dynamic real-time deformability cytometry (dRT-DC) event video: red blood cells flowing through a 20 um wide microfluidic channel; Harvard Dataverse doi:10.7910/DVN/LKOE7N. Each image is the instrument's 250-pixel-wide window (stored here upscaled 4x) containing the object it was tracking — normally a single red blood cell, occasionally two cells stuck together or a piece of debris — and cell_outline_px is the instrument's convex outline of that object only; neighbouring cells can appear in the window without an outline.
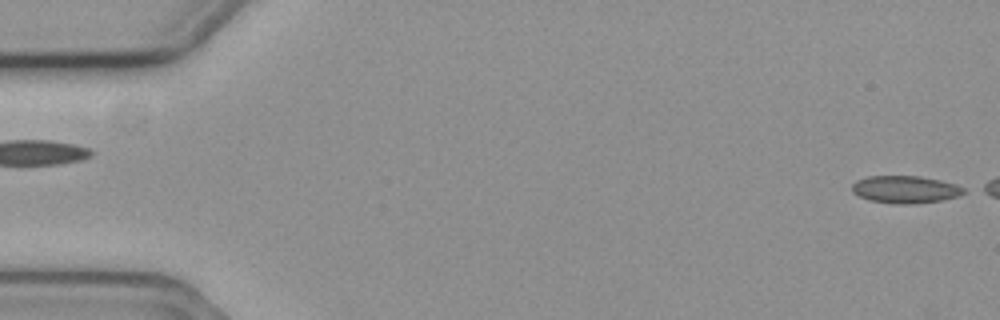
{"species": "common noctule bat (a hibernating species)", "species_latin": "Nyctalus noctula", "temperature_condition": "cold", "stored_images_in_passage": 5, "segment_of_instrument_passage": [2, 2], "camera_frame_rate_fps": 3000, "um_per_image_px": 0.085, "animal": {"sex": "female", "body_mass_g": 19.3, "forearm_length_mm": 54.1}, "frame": {"image": 1, "passage_image": 5, "time_ms": 1.333, "image_size_px": [1000, 320], "cell_outline_px": [[968, 192], [960, 196], [940, 200], [916, 204], [896, 204], [868, 200], [852, 192], [852, 184], [856, 180], [868, 176], [920, 176], [940, 180], [956, 184], [964, 188]], "centroid_in_image_um": [76.97, 16.1], "position_along_channel_um": 8.0, "area_um2": 18.03}}